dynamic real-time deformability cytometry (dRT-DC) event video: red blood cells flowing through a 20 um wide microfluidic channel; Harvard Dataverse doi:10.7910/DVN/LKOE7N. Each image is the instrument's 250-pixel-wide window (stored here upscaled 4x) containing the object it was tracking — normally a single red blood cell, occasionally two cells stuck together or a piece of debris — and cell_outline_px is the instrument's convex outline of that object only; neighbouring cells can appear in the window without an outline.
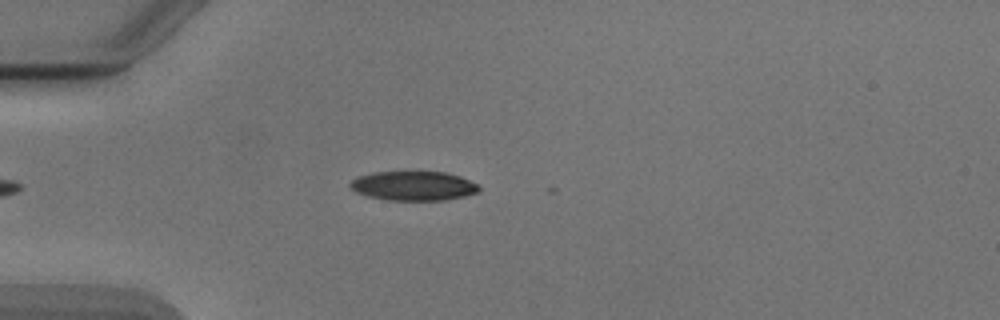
{"species": "Egyptian fruit bat (a non-hibernating species)", "species_latin": "Rousettus aegyptiacus", "temperature_condition": "cold", "stored_images_in_passage": 9, "camera_frame_rate_fps": 3000, "um_per_image_px": 0.085, "animal": {"sex": "male"}, "frame": {"image": 1, "passage_image": 8, "time_ms": 2.333, "image_size_px": [1000, 320], "cell_outline_px": [[480, 192], [464, 196], [444, 200], [388, 200], [368, 196], [356, 192], [348, 184], [352, 180], [360, 176], [372, 172], [412, 168], [448, 172], [460, 176], [476, 184], [480, 188]], "centroid_in_image_um": [35.15, 15.74], "position_along_channel_um": 49.9, "area_um2": 23.0}}